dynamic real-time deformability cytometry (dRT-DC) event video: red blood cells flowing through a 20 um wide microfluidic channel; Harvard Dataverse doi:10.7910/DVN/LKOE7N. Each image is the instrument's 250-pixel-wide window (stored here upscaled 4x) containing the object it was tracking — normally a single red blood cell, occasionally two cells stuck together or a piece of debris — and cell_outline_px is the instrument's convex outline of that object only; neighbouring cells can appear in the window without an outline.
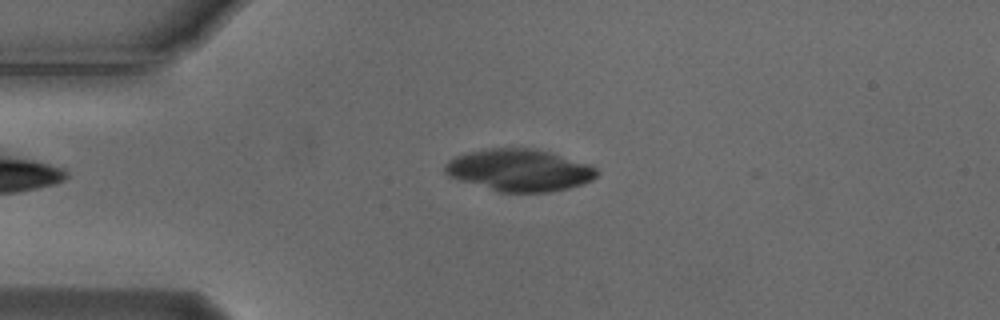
{"species": "Egyptian fruit bat (a non-hibernating species)", "species_latin": "Rousettus aegyptiacus", "temperature_condition": "cold", "stored_images_in_passage": 53, "camera_frame_rate_fps": 3000, "um_per_image_px": 0.085, "animal": {"sex": "male"}, "frame": {"image": 1, "passage_image": 12, "time_ms": 3.667, "image_size_px": [1000, 320], "cell_outline_px": [[600, 172], [592, 180], [568, 188], [548, 192], [500, 192], [460, 180], [448, 176], [444, 172], [444, 164], [448, 160], [456, 156], [468, 152], [488, 148], [536, 148], [588, 164], [596, 168]], "centroid_in_image_um": [44.12, 14.46], "position_along_channel_um": 40.9, "area_um2": 37.05}}
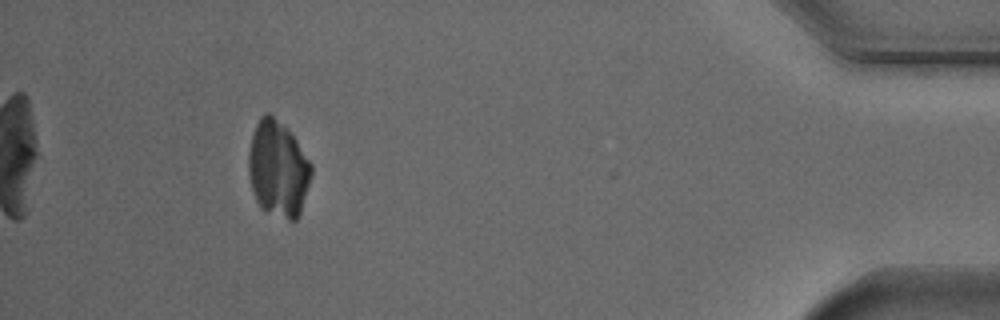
{"frame": {"image": 2, "passage_image": 49, "time_ms": 16.0, "image_size_px": [1000, 320], "cell_outline_px": [[312, 176], [300, 212], [296, 220], [288, 220], [260, 208], [256, 200], [252, 188], [248, 172], [248, 152], [252, 136], [256, 124], [260, 116], [264, 112], [268, 112], [296, 140], [312, 164]], "centroid_in_image_um": [23.62, 14.37], "position_along_channel_um": 411.6, "area_um2": 34.8}}